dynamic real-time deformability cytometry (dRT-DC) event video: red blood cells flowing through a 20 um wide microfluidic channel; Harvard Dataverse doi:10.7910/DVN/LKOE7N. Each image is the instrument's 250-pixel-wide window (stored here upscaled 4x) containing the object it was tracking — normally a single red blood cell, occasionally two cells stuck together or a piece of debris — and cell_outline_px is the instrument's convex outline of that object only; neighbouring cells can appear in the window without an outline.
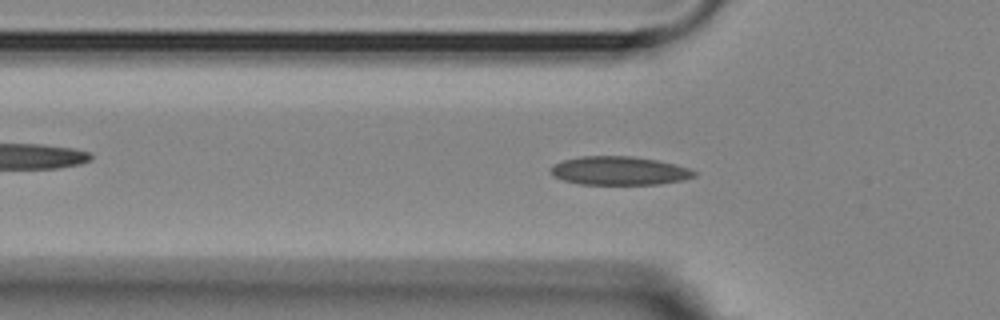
{"species": "Egyptian fruit bat (a non-hibernating species)", "species_latin": "Rousettus aegyptiacus", "temperature_condition": "room temperature", "stored_images_in_passage": 56, "camera_frame_rate_fps": 3000, "um_per_image_px": 0.085, "animal": {"sex": "female"}, "frame": {"image": 1, "passage_image": 17, "time_ms": 5.333, "image_size_px": [1000, 320], "cell_outline_px": [[696, 176], [684, 180], [660, 184], [580, 184], [564, 180], [552, 176], [548, 172], [556, 164], [564, 160], [580, 156], [632, 156], [656, 160], [676, 164], [688, 168], [696, 172]], "centroid_in_image_um": [52.65, 14.51], "position_along_channel_um": 73.2, "area_um2": 23.87}}
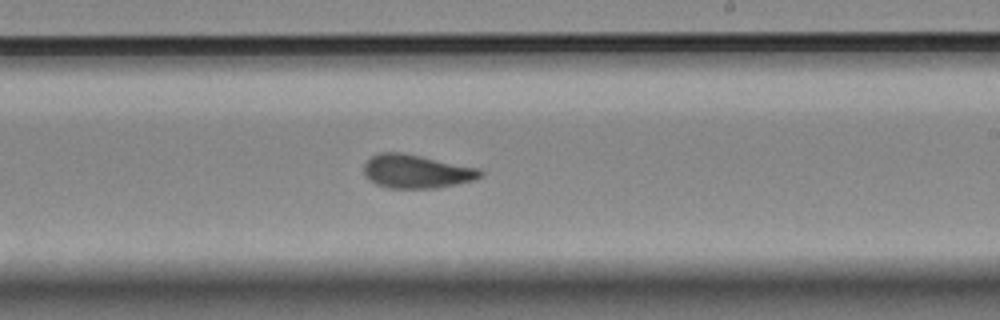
{"frame": {"image": 2, "passage_image": 32, "time_ms": 10.333, "image_size_px": [1000, 320], "cell_outline_px": [[484, 176], [476, 180], [436, 188], [388, 188], [376, 184], [368, 180], [364, 176], [364, 164], [372, 156], [380, 152], [400, 152], [480, 168], [484, 172]], "centroid_in_image_um": [35.42, 14.58], "position_along_channel_um": 253.6, "area_um2": 22.95}}
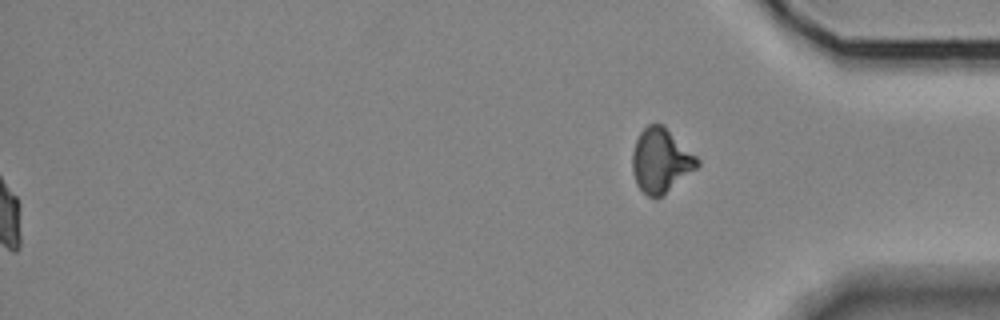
{"frame": {"image": 3, "passage_image": 56, "time_ms": 18.333, "image_size_px": [1000, 320], "cell_outline_px": [[700, 164], [696, 168], [656, 200], [648, 196], [636, 184], [632, 172], [632, 152], [636, 140], [640, 132], [648, 124], [664, 124], [700, 160]], "centroid_in_image_um": [56.15, 13.64], "position_along_channel_um": 379.1, "area_um2": 24.22}, "authors_computed_cell_mechanics": {"area_um2": 22.4553, "velocity_mm_per_s": 3.5853, "shape_relaxation_time_tau1_ms": 5.4601, "shape_relaxation_time_tau2_ms": 1.5873, "deformation_change_tau1": 0.1507, "deformation_change_tau2": 0.0606}}